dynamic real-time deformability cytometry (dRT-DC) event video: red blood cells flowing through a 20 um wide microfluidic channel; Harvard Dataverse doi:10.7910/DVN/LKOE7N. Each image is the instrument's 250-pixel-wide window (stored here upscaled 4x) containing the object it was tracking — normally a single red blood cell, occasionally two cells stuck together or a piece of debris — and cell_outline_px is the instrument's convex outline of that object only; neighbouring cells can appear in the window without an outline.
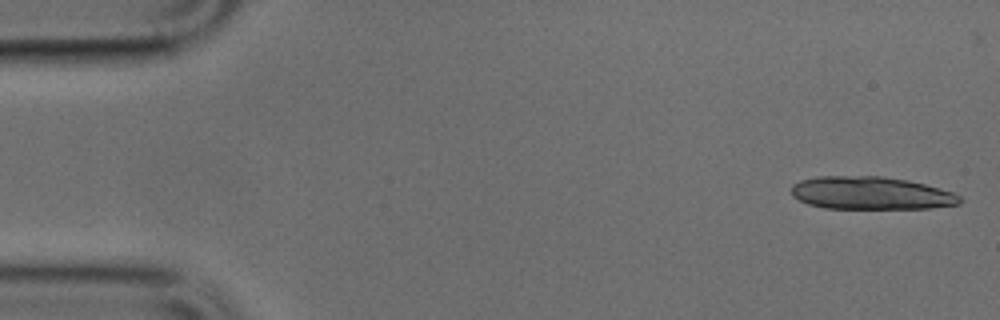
{"species": "common noctule bat (a hibernating species)", "species_latin": "Nyctalus noctula", "temperature_condition": "cold", "stored_images_in_passage": 46, "camera_frame_rate_fps": 3000, "um_per_image_px": 0.085, "animal": {"sex": "male", "body_mass_g": 17.9, "forearm_length_mm": 54.2}, "frame": {"image": 1, "passage_image": 1, "time_ms": 0.0, "image_size_px": [1000, 320], "cell_outline_px": [[964, 200], [960, 204], [928, 208], [824, 208], [808, 204], [792, 196], [792, 184], [800, 180], [816, 176], [884, 176], [908, 180], [924, 184], [952, 192], [960, 196]], "centroid_in_image_um": [74.02, 16.41], "position_along_channel_um": 11.0, "area_um2": 32.25}}
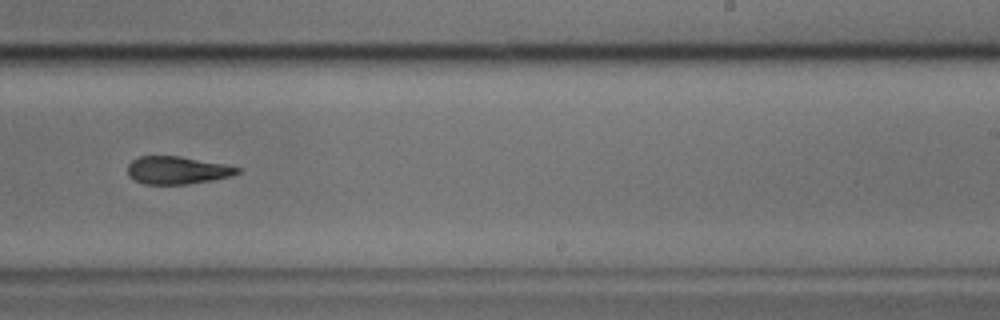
{"frame": {"image": 2, "passage_image": 30, "time_ms": 9.667, "image_size_px": [1000, 320], "cell_outline_px": [[240, 172], [232, 176], [212, 180], [188, 184], [144, 184], [128, 176], [128, 164], [132, 160], [140, 156], [180, 156], [224, 164], [240, 168]], "centroid_in_image_um": [15.06, 14.47], "position_along_channel_um": 273.9, "area_um2": 17.69}}
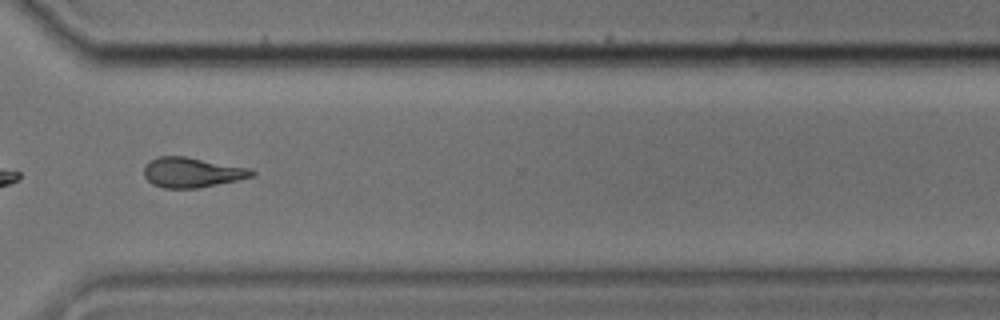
{"frame": {"image": 3, "passage_image": 36, "time_ms": 11.667, "image_size_px": [1000, 320], "cell_outline_px": [[256, 172], [252, 176], [240, 180], [196, 188], [164, 188], [152, 184], [144, 176], [144, 164], [148, 160], [156, 156], [184, 156], [248, 168]], "centroid_in_image_um": [16.26, 14.65], "position_along_channel_um": 354.3, "area_um2": 18.84}}